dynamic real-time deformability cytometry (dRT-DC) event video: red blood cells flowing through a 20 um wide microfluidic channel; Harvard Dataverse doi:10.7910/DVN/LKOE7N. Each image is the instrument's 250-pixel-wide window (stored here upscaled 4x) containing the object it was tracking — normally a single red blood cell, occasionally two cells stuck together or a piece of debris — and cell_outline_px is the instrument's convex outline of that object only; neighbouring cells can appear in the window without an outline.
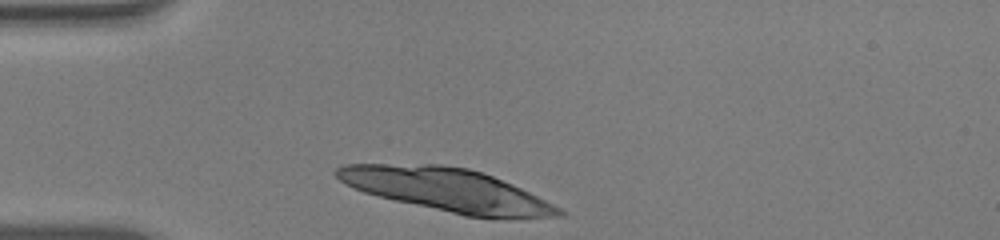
{"species": "human", "species_latin": "Homo sapiens", "temperature_condition": "warm", "stored_images_in_passage": 30, "camera_frame_rate_fps": 3000, "um_per_image_px": 0.085, "donor": {"sex": "male"}, "frame": {"image": 1, "passage_image": 1, "time_ms": 0.0, "image_size_px": [1000, 240], "cell_outline_px": [[564, 216], [492, 220], [464, 216], [396, 200], [364, 192], [344, 184], [332, 172], [336, 168], [344, 164], [444, 164], [468, 168], [492, 176], [512, 184], [560, 208], [564, 212]], "centroid_in_image_um": [38.02, 16.16], "position_along_channel_um": 47.0, "area_um2": 55.95}}